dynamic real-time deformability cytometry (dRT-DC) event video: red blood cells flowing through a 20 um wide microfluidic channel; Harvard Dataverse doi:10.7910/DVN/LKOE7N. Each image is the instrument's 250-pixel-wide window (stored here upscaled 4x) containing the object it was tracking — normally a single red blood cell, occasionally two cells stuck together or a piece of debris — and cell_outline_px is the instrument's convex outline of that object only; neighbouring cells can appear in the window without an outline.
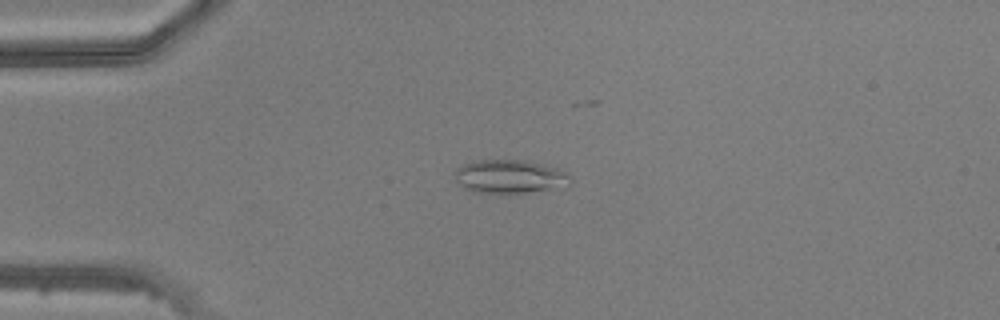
{"species": "common noctule bat (a hibernating species)", "species_latin": "Nyctalus noctula", "temperature_condition": "warm", "stored_images_in_passage": 31, "camera_frame_rate_fps": 3000, "um_per_image_px": 0.085, "animal": {"sex": "male", "body_mass_g": 20.5, "forearm_length_mm": 52.5}, "frame": {"image": 1, "passage_image": 1, "time_ms": 0.0, "image_size_px": [1000, 320], "cell_outline_px": [[572, 184], [568, 188], [512, 196], [472, 192], [464, 188], [456, 180], [456, 168], [472, 160], [528, 160], [544, 164], [568, 172], [572, 180]], "centroid_in_image_um": [43.44, 15.07], "position_along_channel_um": 41.6, "area_um2": 24.1}}
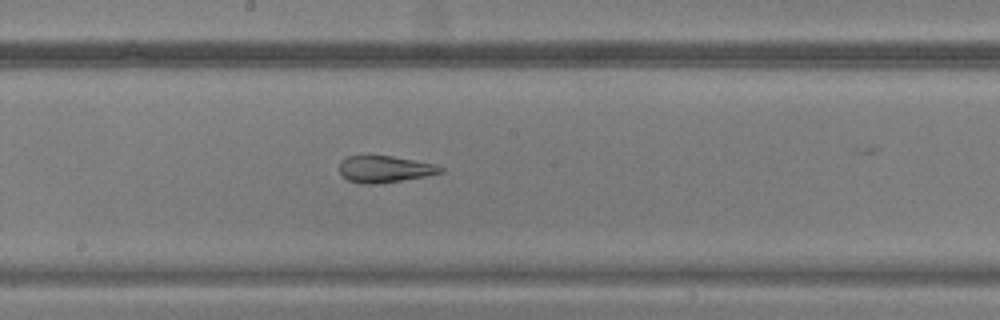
{"frame": {"image": 2, "passage_image": 15, "time_ms": 4.667, "image_size_px": [1000, 320], "cell_outline_px": [[444, 172], [424, 176], [400, 180], [372, 184], [360, 184], [348, 180], [340, 172], [340, 160], [348, 156], [392, 156], [436, 164], [444, 168]], "centroid_in_image_um": [32.7, 14.37], "position_along_channel_um": 215.5, "area_um2": 15.55}}
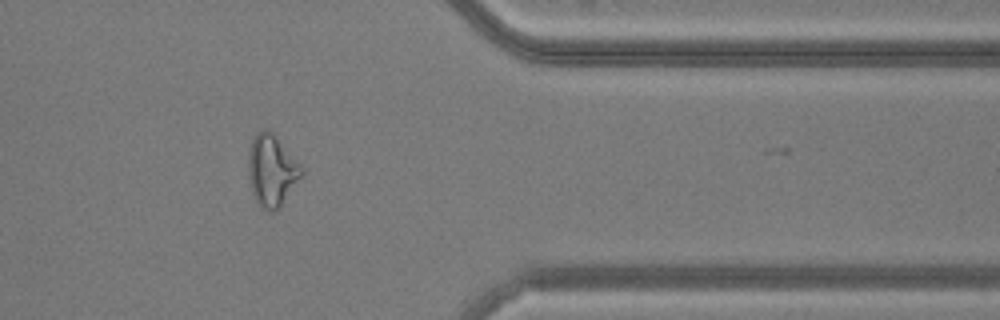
{"frame": {"image": 3, "passage_image": 28, "time_ms": 9.0, "image_size_px": [1000, 320], "cell_outline_px": [[304, 176], [276, 212], [268, 212], [256, 200], [252, 192], [248, 176], [248, 152], [252, 136], [260, 128], [268, 128], [272, 132], [304, 168]], "centroid_in_image_um": [23.11, 14.47], "position_along_channel_um": 388.3, "area_um2": 22.72}}